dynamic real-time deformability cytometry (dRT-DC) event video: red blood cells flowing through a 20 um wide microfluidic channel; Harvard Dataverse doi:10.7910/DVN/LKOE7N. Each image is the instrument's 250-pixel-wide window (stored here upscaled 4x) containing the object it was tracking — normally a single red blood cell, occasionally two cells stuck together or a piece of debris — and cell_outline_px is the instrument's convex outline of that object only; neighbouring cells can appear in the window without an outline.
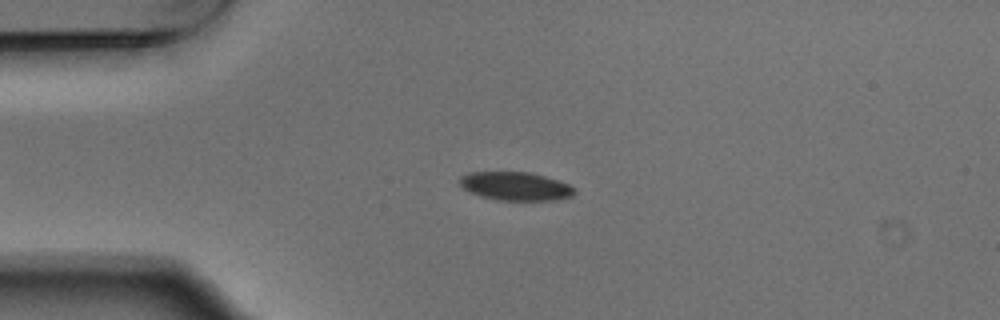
{"species": "Egyptian fruit bat (a non-hibernating species)", "species_latin": "Rousettus aegyptiacus", "temperature_condition": "warm", "stored_images_in_passage": 4, "camera_frame_rate_fps": 3000, "um_per_image_px": 0.085, "animal": {"sex": "male"}, "frame": {"image": 1, "passage_image": 3, "time_ms": 0.667, "image_size_px": [1000, 320], "cell_outline_px": [[576, 192], [572, 196], [556, 200], [496, 200], [480, 196], [468, 192], [460, 184], [460, 176], [468, 172], [528, 172], [544, 176], [568, 184], [576, 188]], "centroid_in_image_um": [43.81, 15.83], "position_along_channel_um": 41.2, "area_um2": 19.07}}